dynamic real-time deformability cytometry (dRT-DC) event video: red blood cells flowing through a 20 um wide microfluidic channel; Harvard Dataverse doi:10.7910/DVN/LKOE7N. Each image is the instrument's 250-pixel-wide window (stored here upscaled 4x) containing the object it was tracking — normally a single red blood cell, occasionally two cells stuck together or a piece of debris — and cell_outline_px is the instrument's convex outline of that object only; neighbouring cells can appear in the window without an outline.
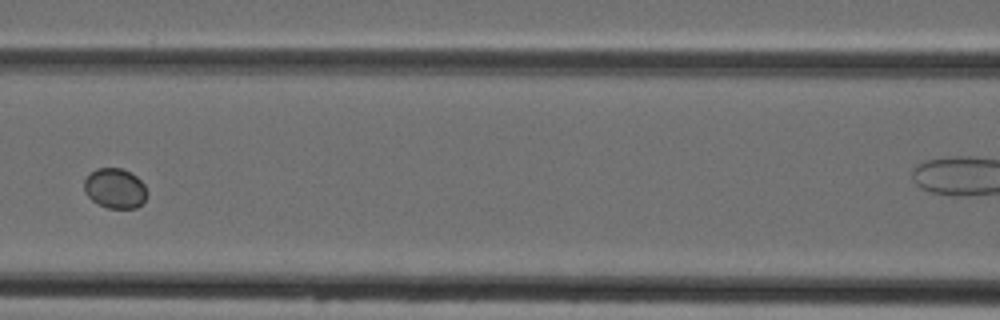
{"species": "Egyptian fruit bat (a non-hibernating species)", "species_latin": "Rousettus aegyptiacus", "temperature_condition": "cold", "stored_images_in_passage": 7, "camera_frame_rate_fps": 3000, "um_per_image_px": 0.085, "animal": {"sex": "female"}, "frame": {"image": 1, "passage_image": 6, "time_ms": 5.667, "image_size_px": [1000, 320], "cell_outline_px": [[148, 196], [136, 208], [108, 208], [92, 200], [84, 192], [84, 180], [96, 168], [120, 168], [136, 176], [144, 184], [148, 192]], "centroid_in_image_um": [9.79, 16.01], "position_along_channel_um": 156.8, "area_um2": 14.57}}